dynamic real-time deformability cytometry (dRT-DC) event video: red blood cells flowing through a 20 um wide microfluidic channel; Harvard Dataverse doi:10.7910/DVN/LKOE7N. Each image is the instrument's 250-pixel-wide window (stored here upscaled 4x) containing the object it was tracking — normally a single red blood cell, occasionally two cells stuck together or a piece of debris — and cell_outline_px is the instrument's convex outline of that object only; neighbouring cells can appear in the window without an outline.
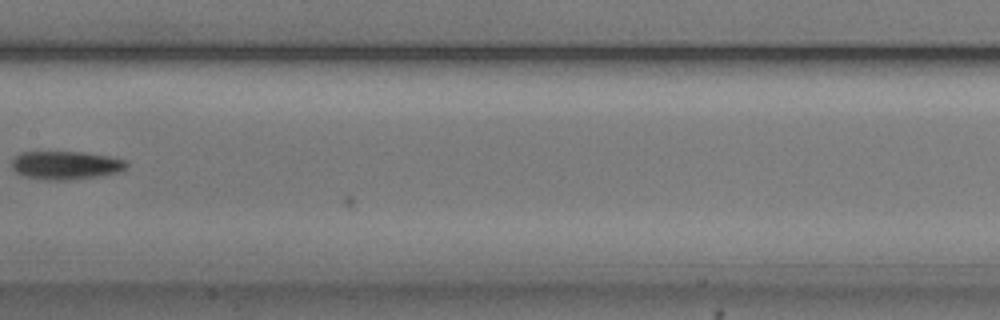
{"species": "common noctule bat (a hibernating species)", "species_latin": "Nyctalus noctula", "temperature_condition": "cold", "stored_images_in_passage": 22, "camera_frame_rate_fps": 3000, "um_per_image_px": 0.085, "animal": {"sex": "male", "body_mass_g": 20.5, "forearm_length_mm": 52.5}, "frame": {"image": 1, "passage_image": 21, "time_ms": 6.667, "image_size_px": [1000, 320], "cell_outline_px": [[128, 168], [120, 172], [64, 180], [48, 180], [28, 176], [16, 172], [12, 168], [12, 160], [20, 152], [84, 152], [108, 156], [128, 160]], "centroid_in_image_um": [5.63, 14.02], "position_along_channel_um": 201.8, "area_um2": 18.73}}